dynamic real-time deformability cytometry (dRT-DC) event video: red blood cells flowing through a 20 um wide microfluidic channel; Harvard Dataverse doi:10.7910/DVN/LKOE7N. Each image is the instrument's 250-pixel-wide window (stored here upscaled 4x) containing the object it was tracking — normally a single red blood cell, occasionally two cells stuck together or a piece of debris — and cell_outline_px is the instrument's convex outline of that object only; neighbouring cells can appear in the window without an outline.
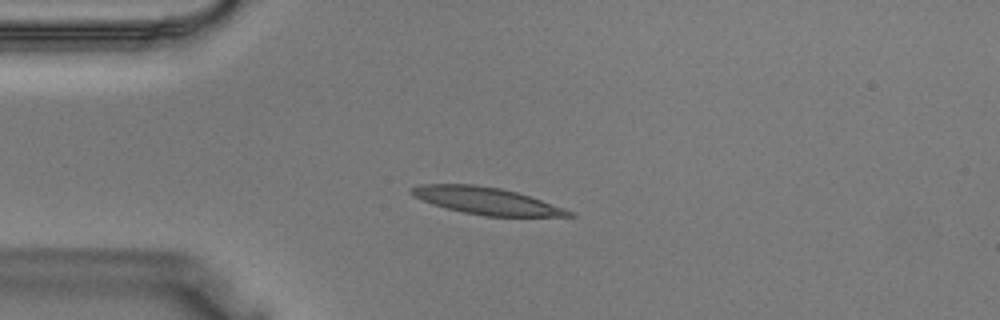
{"species": "Egyptian fruit bat (a non-hibernating species)", "species_latin": "Rousettus aegyptiacus", "temperature_condition": "warm", "stored_images_in_passage": 30, "camera_frame_rate_fps": 3000, "um_per_image_px": 0.085, "animal": {"sex": "male"}, "frame": {"image": 1, "passage_image": 1, "time_ms": 0.0, "image_size_px": [1000, 320], "cell_outline_px": [[576, 216], [484, 216], [464, 212], [432, 204], [412, 196], [408, 192], [412, 188], [420, 184], [476, 184], [500, 188], [516, 192], [564, 208], [572, 212]], "centroid_in_image_um": [41.29, 17.06], "position_along_channel_um": 43.7, "area_um2": 24.51}}
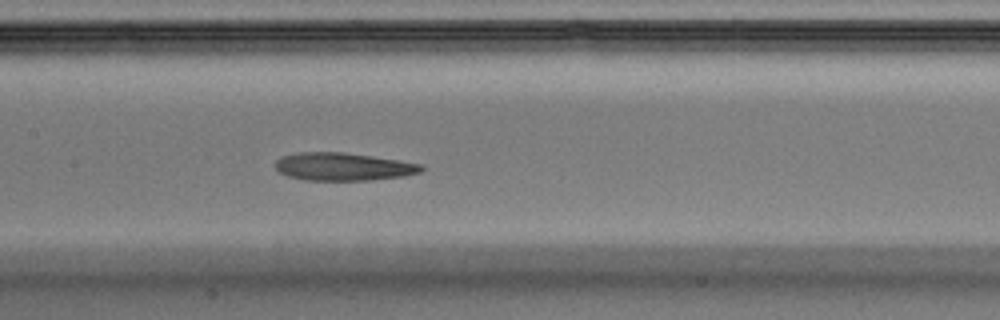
{"frame": {"image": 2, "passage_image": 10, "time_ms": 3.0, "image_size_px": [1000, 320], "cell_outline_px": [[424, 168], [420, 172], [404, 176], [368, 180], [304, 180], [288, 176], [280, 172], [276, 168], [276, 160], [280, 156], [296, 152], [344, 152], [372, 156], [424, 164]], "centroid_in_image_um": [29.16, 14.16], "position_along_channel_um": 178.2, "area_um2": 23.76}}
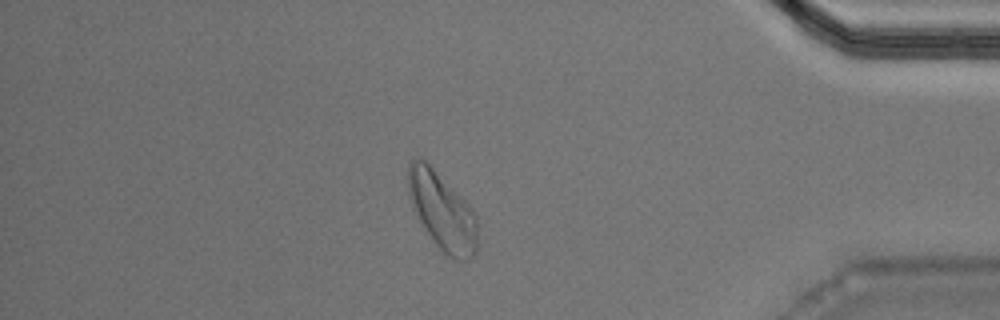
{"frame": {"image": 3, "passage_image": 25, "time_ms": 8.0, "image_size_px": [1000, 320], "cell_outline_px": [[476, 248], [472, 260], [456, 260], [448, 256], [436, 244], [420, 220], [416, 212], [412, 200], [408, 184], [408, 164], [416, 156], [420, 156], [472, 208], [476, 216]], "centroid_in_image_um": [37.61, 17.97], "position_along_channel_um": 397.6, "area_um2": 30.29}}